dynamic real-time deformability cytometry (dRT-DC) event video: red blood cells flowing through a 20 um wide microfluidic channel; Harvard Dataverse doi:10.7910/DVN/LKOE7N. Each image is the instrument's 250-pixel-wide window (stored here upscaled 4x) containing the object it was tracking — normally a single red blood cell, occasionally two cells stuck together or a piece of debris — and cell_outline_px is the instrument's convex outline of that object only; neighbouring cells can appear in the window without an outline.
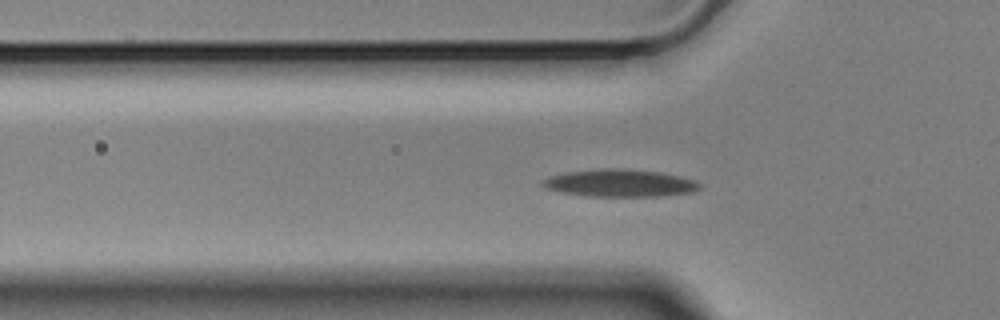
{"species": "Egyptian fruit bat (a non-hibernating species)", "species_latin": "Rousettus aegyptiacus", "temperature_condition": "cold", "stored_images_in_passage": 42, "camera_frame_rate_fps": 3000, "um_per_image_px": 0.085, "animal": {"sex": "male"}, "frame": {"image": 1, "passage_image": 3, "time_ms": 0.667, "image_size_px": [1000, 320], "cell_outline_px": [[700, 188], [692, 192], [656, 196], [588, 196], [560, 192], [544, 188], [540, 184], [548, 176], [568, 172], [600, 168], [620, 168], [660, 172], [692, 180], [700, 184]], "centroid_in_image_um": [52.61, 15.56], "position_along_channel_um": 73.2, "area_um2": 24.85}}
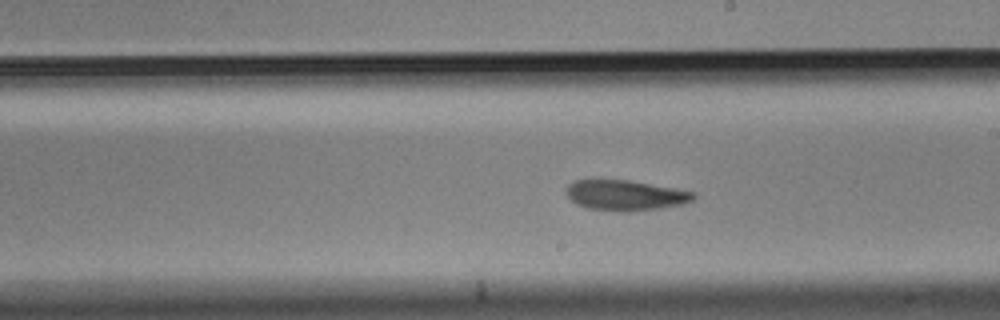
{"frame": {"image": 2, "passage_image": 17, "time_ms": 5.333, "image_size_px": [1000, 320], "cell_outline_px": [[696, 196], [692, 200], [684, 204], [660, 208], [628, 212], [624, 212], [588, 208], [576, 204], [564, 192], [568, 184], [576, 180], [596, 176], [600, 176], [628, 180], [676, 188], [696, 192]], "centroid_in_image_um": [53.1, 16.55], "position_along_channel_um": 235.9, "area_um2": 23.41}}
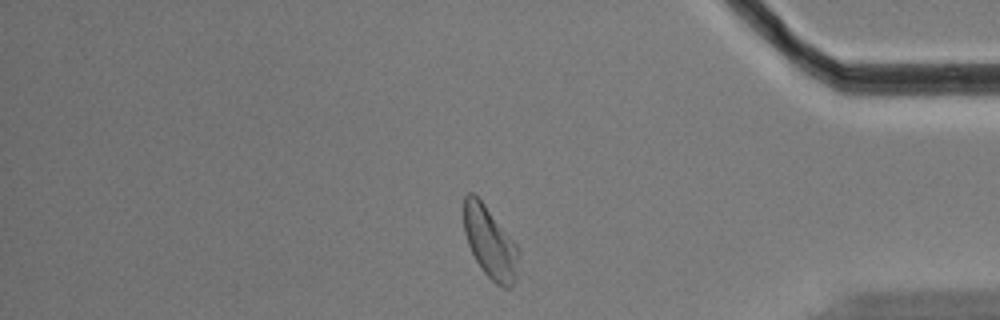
{"frame": {"image": 3, "passage_image": 33, "time_ms": 10.667, "image_size_px": [1000, 320], "cell_outline_px": [[520, 252], [516, 280], [508, 288], [504, 288], [496, 284], [484, 272], [476, 260], [468, 244], [464, 232], [464, 196], [468, 192], [472, 192], [484, 204], [516, 244]], "centroid_in_image_um": [41.66, 20.63], "position_along_channel_um": 393.5, "area_um2": 22.6}, "authors_computed_cell_mechanics": {"area_um2": 23.3801, "velocity_mm_per_s": 3.4758, "shape_relaxation_time_tau1_ms": 6.9128, "shape_relaxation_time_tau2_ms": 3.4807, "deformation_change_tau1": 0.1651, "deformation_change_tau2": 0.1015}}